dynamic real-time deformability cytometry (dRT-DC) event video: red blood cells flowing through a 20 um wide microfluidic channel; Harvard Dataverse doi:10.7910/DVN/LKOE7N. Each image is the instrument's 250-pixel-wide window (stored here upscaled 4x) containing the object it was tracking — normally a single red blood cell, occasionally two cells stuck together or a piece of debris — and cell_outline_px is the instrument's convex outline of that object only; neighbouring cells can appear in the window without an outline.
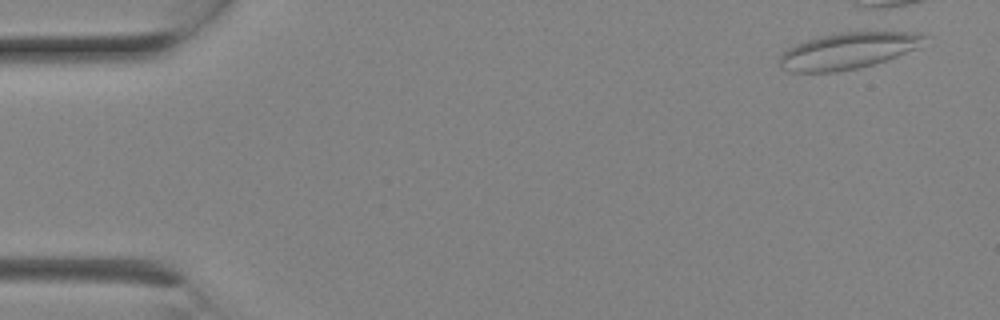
{"species": "Egyptian fruit bat (a non-hibernating species)", "species_latin": "Rousettus aegyptiacus", "temperature_condition": "room temperature", "stored_images_in_passage": 2, "camera_frame_rate_fps": 3000, "um_per_image_px": 0.085, "animal": {"sex": "female"}, "frame": {"image": 1, "passage_image": 2, "time_ms": 0.333, "image_size_px": [1000, 320], "cell_outline_px": [[928, 36], [920, 48], [860, 68], [836, 72], [788, 72], [780, 68], [780, 56], [788, 48], [796, 44], [820, 36], [844, 32], [912, 32]], "centroid_in_image_um": [72.08, 4.32], "position_along_channel_um": 12.9, "area_um2": 30.58}}